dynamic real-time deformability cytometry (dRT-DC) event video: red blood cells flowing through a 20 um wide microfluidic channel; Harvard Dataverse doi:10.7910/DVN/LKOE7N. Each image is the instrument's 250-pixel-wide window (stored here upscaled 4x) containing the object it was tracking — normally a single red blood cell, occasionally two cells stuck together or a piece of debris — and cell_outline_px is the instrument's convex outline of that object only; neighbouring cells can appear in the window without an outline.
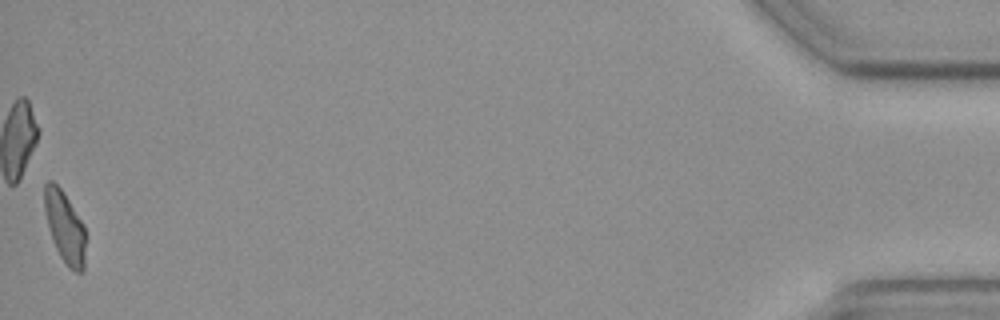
{"species": "common noctule bat (a hibernating species)", "species_latin": "Nyctalus noctula", "temperature_condition": "cold", "stored_images_in_passage": 56, "camera_frame_rate_fps": 3000, "um_per_image_px": 0.085, "animal": {"sex": "female", "body_mass_g": 19.3, "forearm_length_mm": 54.1}, "frame": {"image": 1, "passage_image": 56, "time_ms": 18.333, "image_size_px": [1000, 320], "cell_outline_px": [[88, 236], [84, 272], [76, 272], [68, 268], [60, 256], [52, 240], [48, 228], [44, 212], [44, 184], [48, 180], [52, 180], [60, 188], [84, 224]], "centroid_in_image_um": [5.55, 19.35], "position_along_channel_um": 429.7, "area_um2": 17.8}}